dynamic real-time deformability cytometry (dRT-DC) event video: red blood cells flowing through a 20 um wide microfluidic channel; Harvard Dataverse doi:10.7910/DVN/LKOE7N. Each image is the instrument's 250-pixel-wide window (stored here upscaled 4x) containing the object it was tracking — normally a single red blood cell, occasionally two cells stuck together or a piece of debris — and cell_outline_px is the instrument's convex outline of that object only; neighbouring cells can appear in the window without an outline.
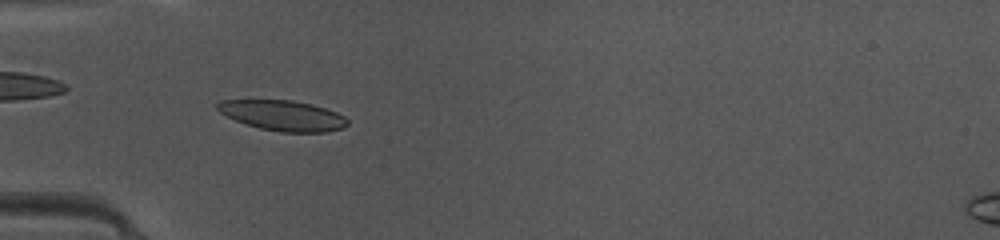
{"species": "common noctule bat (a hibernating species)", "species_latin": "Nyctalus noctula", "temperature_condition": "warm", "stored_images_in_passage": 35, "camera_frame_rate_fps": 3000, "um_per_image_px": 0.085, "animal": {"sex": "female", "body_mass_g": 10.0, "forearm_length_mm": 53.1}, "frame": {"image": 1, "passage_image": 2, "time_ms": 0.333, "image_size_px": [1000, 240], "cell_outline_px": [[348, 124], [344, 128], [324, 132], [280, 132], [260, 128], [236, 120], [220, 112], [216, 108], [216, 104], [220, 100], [292, 100], [312, 104], [336, 112], [344, 116], [348, 120]], "centroid_in_image_um": [24.06, 9.81], "position_along_channel_um": 60.9, "area_um2": 22.83}}
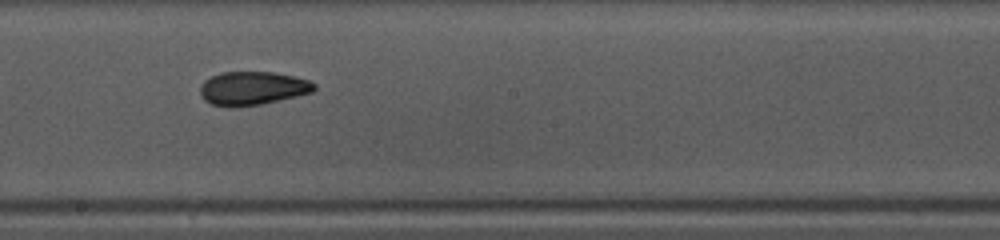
{"frame": {"image": 2, "passage_image": 14, "time_ms": 4.333, "image_size_px": [1000, 240], "cell_outline_px": [[316, 88], [312, 92], [296, 96], [260, 104], [232, 108], [212, 104], [204, 100], [200, 96], [200, 88], [204, 80], [220, 72], [276, 72], [296, 76], [308, 80], [316, 84]], "centroid_in_image_um": [21.45, 7.5], "position_along_channel_um": 226.7, "area_um2": 22.43}}
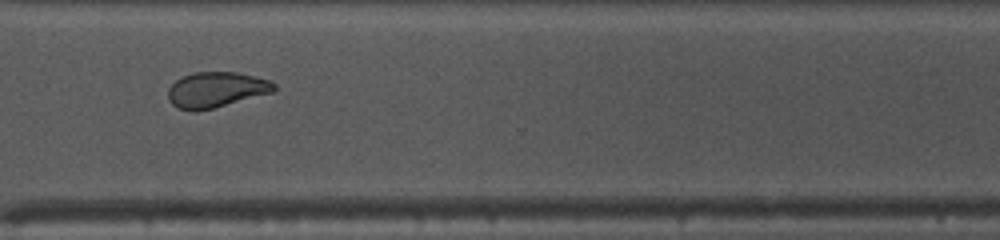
{"frame": {"image": 3, "passage_image": 23, "time_ms": 7.333, "image_size_px": [1000, 240], "cell_outline_px": [[276, 88], [272, 92], [212, 108], [196, 112], [192, 112], [176, 108], [168, 100], [168, 88], [176, 80], [184, 76], [196, 72], [236, 72], [256, 76], [268, 80], [276, 84]], "centroid_in_image_um": [18.33, 7.63], "position_along_channel_um": 352.3, "area_um2": 21.85}, "authors_computed_cell_mechanics": {"area_um2": 22.253, "velocity_mm_per_s": 4.2011, "shape_relaxation_time_tau1_ms": 5.5937, "shape_relaxation_time_tau2_ms": 1.8922, "deformation_change_tau1": 0.1527, "deformation_change_tau2": 0.0723}}